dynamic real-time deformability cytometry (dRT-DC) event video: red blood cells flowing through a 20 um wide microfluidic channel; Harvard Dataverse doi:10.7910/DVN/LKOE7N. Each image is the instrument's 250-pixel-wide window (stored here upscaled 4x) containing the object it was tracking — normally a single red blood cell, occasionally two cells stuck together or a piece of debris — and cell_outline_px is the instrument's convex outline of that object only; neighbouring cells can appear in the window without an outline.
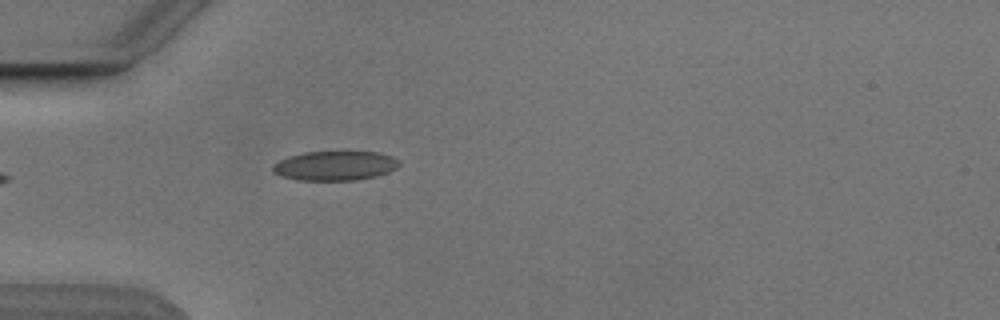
{"species": "Egyptian fruit bat (a non-hibernating species)", "species_latin": "Rousettus aegyptiacus", "temperature_condition": "cold", "stored_images_in_passage": 5, "camera_frame_rate_fps": 3000, "um_per_image_px": 0.085, "animal": {"sex": "male"}, "frame": {"image": 1, "passage_image": 5, "time_ms": 5.0, "image_size_px": [1000, 320], "cell_outline_px": [[400, 164], [396, 168], [388, 172], [376, 176], [356, 180], [300, 180], [284, 176], [272, 172], [272, 164], [288, 156], [304, 152], [380, 152], [392, 156], [400, 160]], "centroid_in_image_um": [28.49, 14.08], "position_along_channel_um": 56.5, "area_um2": 21.68}}